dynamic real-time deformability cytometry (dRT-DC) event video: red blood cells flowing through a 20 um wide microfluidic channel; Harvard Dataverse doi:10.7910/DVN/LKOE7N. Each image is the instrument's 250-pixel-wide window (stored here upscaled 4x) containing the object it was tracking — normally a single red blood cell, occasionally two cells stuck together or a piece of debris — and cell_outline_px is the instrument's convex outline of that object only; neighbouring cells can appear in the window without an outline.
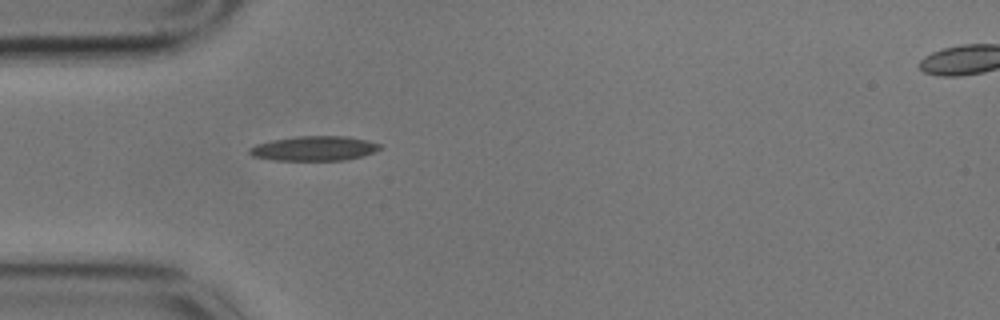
{"species": "common noctule bat (a hibernating species)", "species_latin": "Nyctalus noctula", "temperature_condition": "cold", "stored_images_in_passage": 42, "camera_frame_rate_fps": 3000, "um_per_image_px": 0.085, "animal": {"sex": "male", "body_mass_g": 17.9}, "frame": {"image": 1, "passage_image": 1, "time_ms": 0.0, "image_size_px": [1000, 320], "cell_outline_px": [[380, 148], [376, 152], [364, 156], [344, 160], [272, 160], [252, 156], [248, 152], [248, 148], [256, 144], [272, 140], [296, 136], [348, 136], [380, 144]], "centroid_in_image_um": [26.68, 12.62], "position_along_channel_um": 58.3, "area_um2": 18.79}}
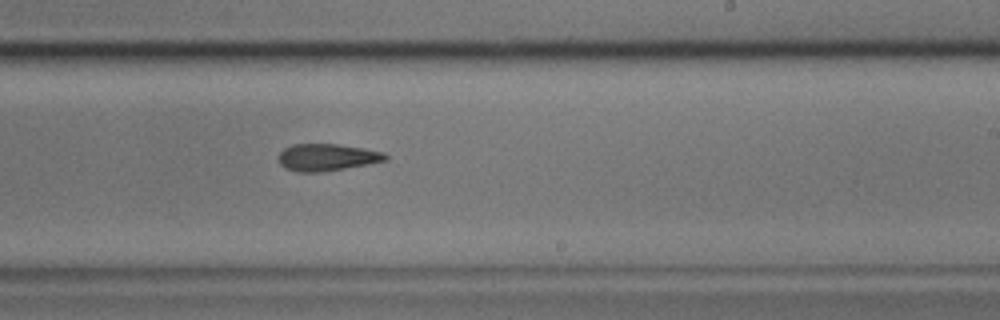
{"frame": {"image": 2, "passage_image": 19, "time_ms": 6.0, "image_size_px": [1000, 320], "cell_outline_px": [[388, 160], [368, 164], [324, 172], [296, 172], [284, 168], [280, 164], [280, 152], [284, 148], [292, 144], [336, 144], [364, 148], [384, 152], [388, 156]], "centroid_in_image_um": [27.8, 13.38], "position_along_channel_um": 261.2, "area_um2": 16.94}}
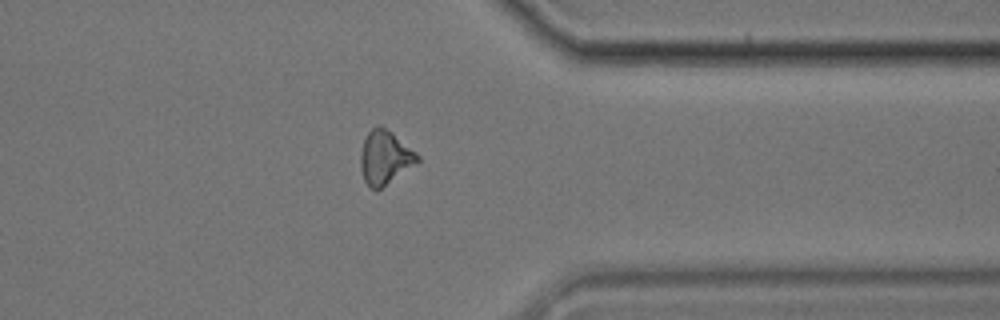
{"frame": {"image": 3, "passage_image": 30, "time_ms": 9.667, "image_size_px": [1000, 320], "cell_outline_px": [[420, 160], [376, 192], [364, 180], [360, 168], [360, 152], [364, 140], [368, 132], [372, 128], [380, 124], [392, 132], [416, 152], [420, 156]], "centroid_in_image_um": [32.7, 13.38], "position_along_channel_um": 378.7, "area_um2": 17.74}}